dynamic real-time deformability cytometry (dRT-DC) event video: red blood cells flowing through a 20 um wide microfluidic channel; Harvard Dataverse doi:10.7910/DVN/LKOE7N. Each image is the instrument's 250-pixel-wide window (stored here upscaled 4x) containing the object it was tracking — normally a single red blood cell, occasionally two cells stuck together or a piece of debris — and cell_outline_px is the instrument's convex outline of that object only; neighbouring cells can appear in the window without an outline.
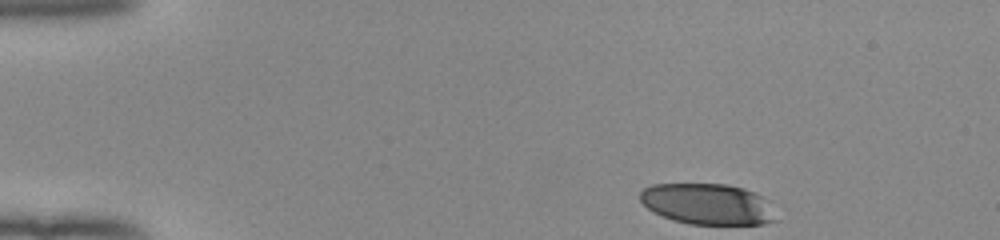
{"species": "human", "species_latin": "Homo sapiens", "temperature_condition": "room temperature", "stored_images_in_passage": 36, "camera_frame_rate_fps": 3000, "um_per_image_px": 0.085, "donor": {"sex": "female"}, "frame": {"image": 1, "passage_image": 1, "time_ms": 0.0, "image_size_px": [1000, 240], "cell_outline_px": [[780, 220], [764, 224], [688, 224], [672, 220], [648, 208], [640, 200], [640, 192], [644, 188], [652, 184], [728, 184], [744, 188], [756, 192], [760, 196]], "centroid_in_image_um": [60.15, 17.34], "position_along_channel_um": 24.9, "area_um2": 32.31}}
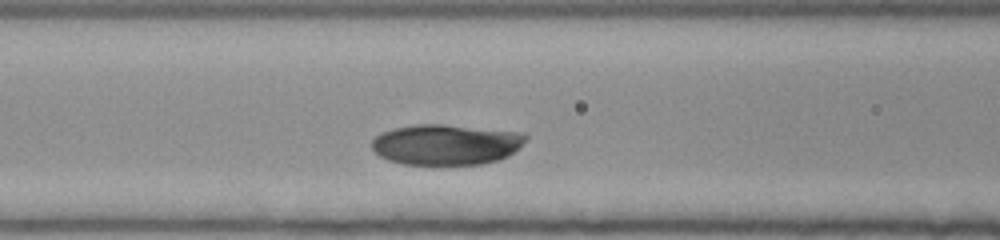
{"frame": {"image": 2, "passage_image": 16, "time_ms": 5.0, "image_size_px": [1000, 240], "cell_outline_px": [[528, 136], [508, 156], [500, 160], [480, 164], [440, 168], [404, 164], [388, 160], [380, 156], [372, 148], [372, 140], [380, 132], [392, 128], [416, 124], [444, 124], [524, 132]], "centroid_in_image_um": [37.88, 12.32], "position_along_channel_um": 128.7, "area_um2": 37.51}}
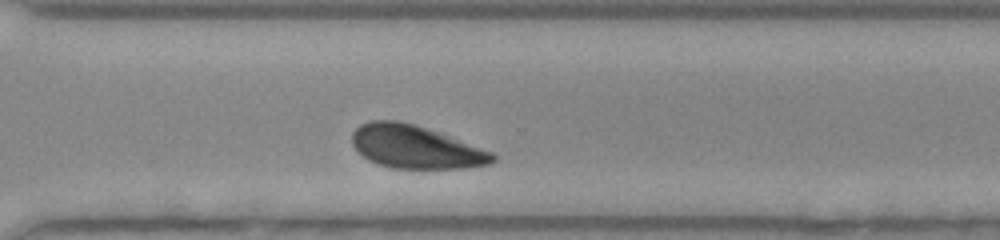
{"frame": {"image": 3, "passage_image": 32, "time_ms": 10.333, "image_size_px": [1000, 240], "cell_outline_px": [[496, 160], [488, 164], [468, 168], [392, 168], [376, 164], [368, 160], [352, 144], [352, 132], [360, 124], [372, 120], [400, 120], [448, 136], [492, 152], [496, 156]], "centroid_in_image_um": [35.28, 12.5], "position_along_channel_um": 335.3, "area_um2": 34.85}, "authors_computed_cell_mechanics": {"area_um2": 35.547, "velocity_mm_per_s": 3.875, "shape_relaxation_time_tau1_ms": 2.8353, "shape_relaxation_time_tau2_ms": null, "deformation_change_tau1": 0.1549, "deformation_change_tau2": null}}